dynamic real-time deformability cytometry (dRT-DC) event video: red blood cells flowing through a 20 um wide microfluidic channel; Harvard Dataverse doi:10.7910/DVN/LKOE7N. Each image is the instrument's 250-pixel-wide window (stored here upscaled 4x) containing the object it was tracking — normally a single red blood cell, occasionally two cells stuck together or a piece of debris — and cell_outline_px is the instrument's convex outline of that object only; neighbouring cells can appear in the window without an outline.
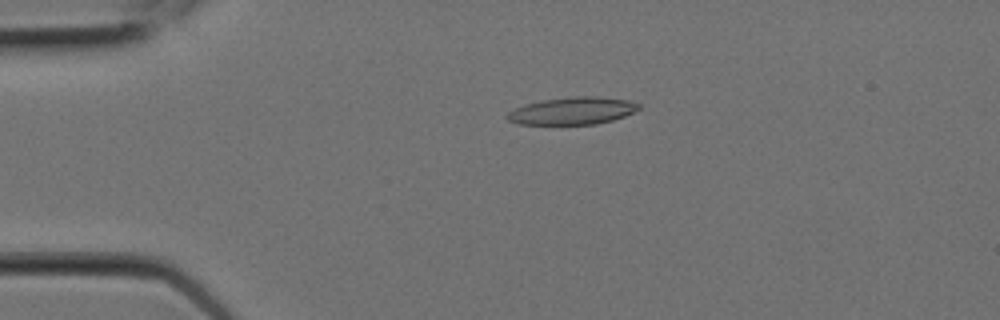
{"species": "Egyptian fruit bat (a non-hibernating species)", "species_latin": "Rousettus aegyptiacus", "temperature_condition": "room temperature", "stored_images_in_passage": 12, "camera_frame_rate_fps": 3000, "um_per_image_px": 0.085, "animal": {"sex": "female"}, "frame": {"image": 1, "passage_image": 4, "time_ms": 1.0, "image_size_px": [1000, 320], "cell_outline_px": [[640, 108], [624, 116], [612, 120], [596, 124], [520, 124], [508, 120], [504, 116], [508, 112], [516, 108], [540, 100], [576, 96], [596, 96], [628, 100], [640, 104]], "centroid_in_image_um": [48.66, 9.42], "position_along_channel_um": 36.3, "area_um2": 20.81}}
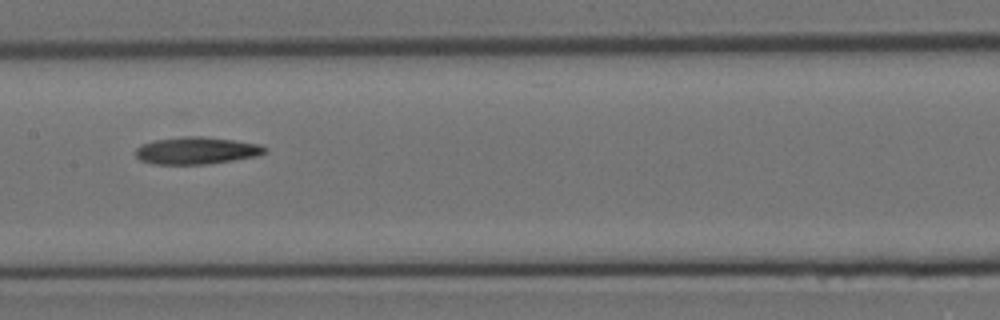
{"frame": {"image": 2, "passage_image": 9, "time_ms": 2.667, "image_size_px": [1000, 320], "cell_outline_px": [[268, 148], [260, 156], [208, 164], [152, 164], [140, 160], [136, 156], [136, 148], [140, 144], [156, 140], [184, 136], [200, 136], [232, 140], [260, 144]], "centroid_in_image_um": [16.71, 12.8], "position_along_channel_um": 190.7, "area_um2": 20.52}}
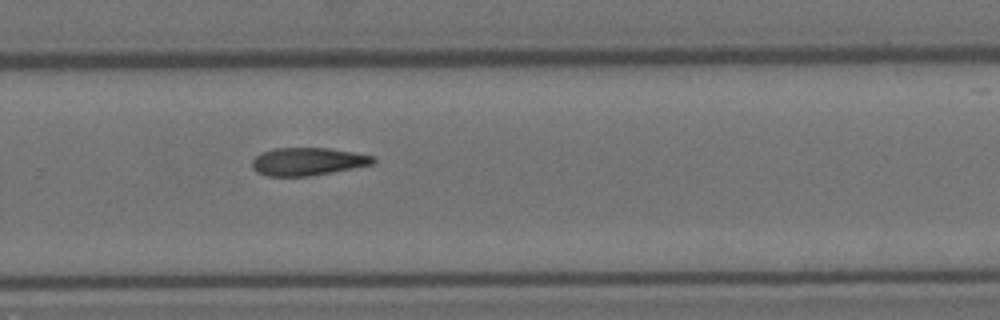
{"frame": {"image": 3, "passage_image": 12, "time_ms": 3.667, "image_size_px": [1000, 320], "cell_outline_px": [[376, 160], [372, 164], [352, 168], [308, 176], [268, 176], [256, 172], [252, 168], [252, 160], [260, 152], [272, 148], [328, 148], [376, 156]], "centroid_in_image_um": [26.12, 13.72], "position_along_channel_um": 303.7, "area_um2": 19.59}}